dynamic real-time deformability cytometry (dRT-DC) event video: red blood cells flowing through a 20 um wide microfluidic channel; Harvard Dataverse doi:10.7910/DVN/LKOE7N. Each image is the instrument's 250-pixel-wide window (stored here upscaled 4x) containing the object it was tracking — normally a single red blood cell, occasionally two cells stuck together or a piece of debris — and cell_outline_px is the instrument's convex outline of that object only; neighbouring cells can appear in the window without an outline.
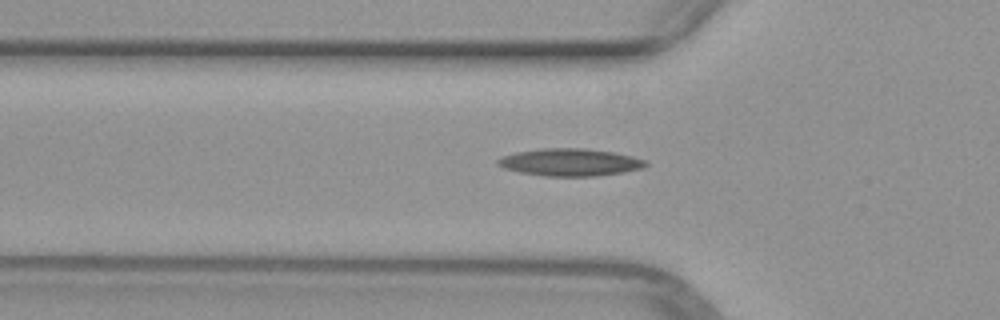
{"species": "common noctule bat (a hibernating species)", "species_latin": "Nyctalus noctula", "temperature_condition": "warm", "stored_images_in_passage": 44, "camera_frame_rate_fps": 3000, "um_per_image_px": 0.085, "animal": {"sex": "female", "body_mass_g": 29.2, "forearm_length_mm": 56.3}, "frame": {"image": 1, "passage_image": 16, "time_ms": 5.0, "image_size_px": [1000, 320], "cell_outline_px": [[648, 164], [644, 168], [624, 172], [596, 176], [544, 176], [520, 172], [504, 168], [496, 164], [496, 160], [504, 156], [516, 152], [544, 148], [584, 148], [612, 152], [632, 156], [648, 160]], "centroid_in_image_um": [48.49, 13.79], "position_along_channel_um": 77.3, "area_um2": 23.64}}
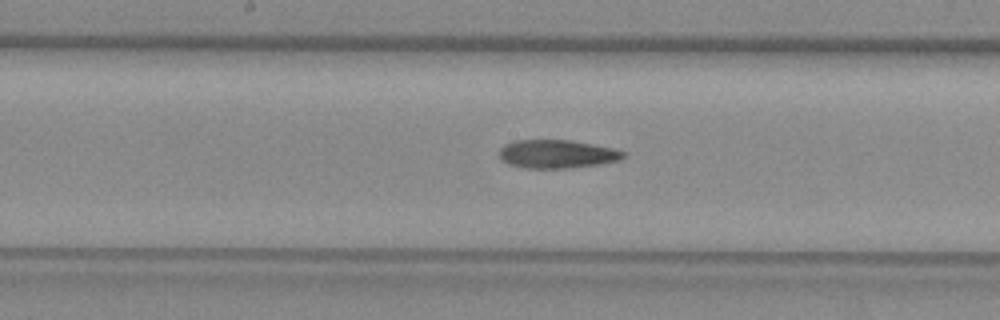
{"frame": {"image": 2, "passage_image": 25, "time_ms": 8.0, "image_size_px": [1000, 320], "cell_outline_px": [[624, 156], [616, 160], [596, 164], [564, 168], [524, 168], [508, 164], [500, 156], [500, 148], [504, 144], [516, 140], [568, 140], [592, 144], [612, 148], [624, 152]], "centroid_in_image_um": [47.27, 13.08], "position_along_channel_um": 200.9, "area_um2": 20.06}}
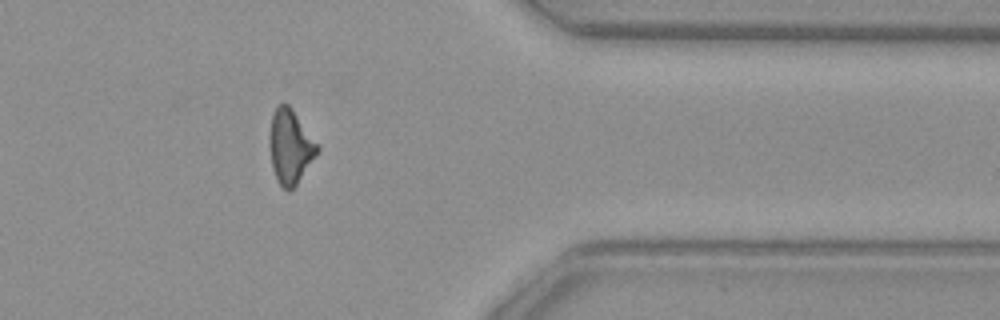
{"frame": {"image": 3, "passage_image": 40, "time_ms": 13.0, "image_size_px": [1000, 320], "cell_outline_px": [[320, 148], [296, 184], [288, 192], [276, 180], [272, 168], [268, 144], [268, 140], [272, 112], [280, 104], [288, 104], [292, 108], [320, 144]], "centroid_in_image_um": [24.65, 12.43], "position_along_channel_um": 386.7, "area_um2": 20.87}}